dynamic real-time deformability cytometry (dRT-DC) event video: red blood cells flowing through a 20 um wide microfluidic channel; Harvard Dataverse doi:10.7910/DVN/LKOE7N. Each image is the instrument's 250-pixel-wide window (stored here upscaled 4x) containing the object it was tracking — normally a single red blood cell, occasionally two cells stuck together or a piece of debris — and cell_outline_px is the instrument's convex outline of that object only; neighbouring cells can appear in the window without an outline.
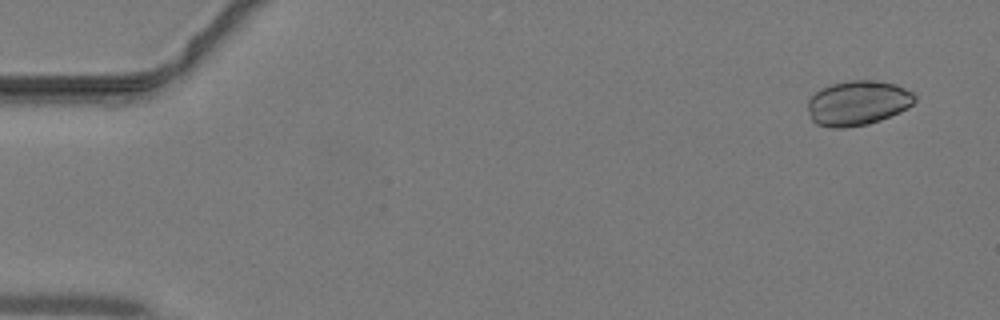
{"species": "common noctule bat (a hibernating species)", "species_latin": "Nyctalus noctula", "temperature_condition": "warm", "stored_images_in_passage": 18, "camera_frame_rate_fps": 3000, "um_per_image_px": 0.085, "animal": {"sex": "male", "body_mass_g": 19.2, "forearm_length_mm": 51.8}, "frame": {"image": 1, "passage_image": 3, "time_ms": 0.667, "image_size_px": [1000, 320], "cell_outline_px": [[916, 100], [908, 108], [900, 112], [880, 120], [868, 124], [844, 128], [832, 128], [816, 124], [812, 120], [808, 108], [808, 100], [820, 88], [832, 84], [848, 80], [876, 80], [896, 84], [912, 92], [916, 96]], "centroid_in_image_um": [72.92, 8.75], "position_along_channel_um": 12.1, "area_um2": 28.03}}